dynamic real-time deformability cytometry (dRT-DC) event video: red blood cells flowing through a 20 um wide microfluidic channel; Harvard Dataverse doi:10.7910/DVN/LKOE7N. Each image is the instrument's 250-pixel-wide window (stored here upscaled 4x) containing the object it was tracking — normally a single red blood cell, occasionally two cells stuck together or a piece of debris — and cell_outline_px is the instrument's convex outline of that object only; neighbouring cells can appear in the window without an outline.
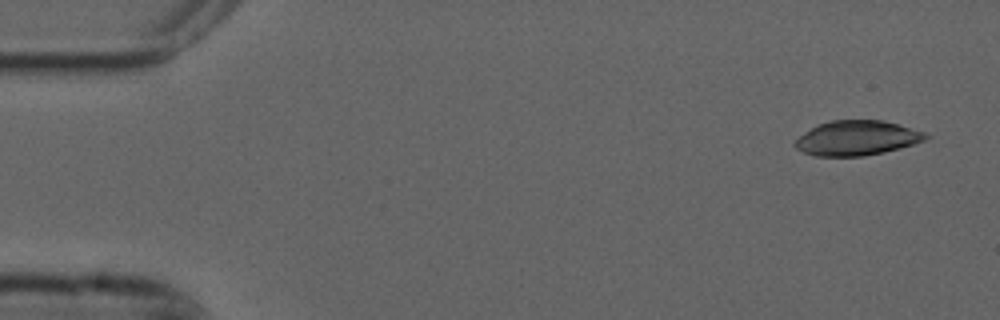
{"species": "common noctule bat (a hibernating species)", "species_latin": "Nyctalus noctula", "temperature_condition": "cold", "stored_images_in_passage": 8, "camera_frame_rate_fps": 3000, "um_per_image_px": 0.085, "animal": {"sex": "male", "forearm_length_mm": 52.5}, "frame": {"image": 1, "passage_image": 1, "time_ms": 0.0, "image_size_px": [1000, 320], "cell_outline_px": [[932, 136], [928, 140], [900, 148], [884, 152], [864, 156], [816, 156], [804, 152], [796, 148], [792, 144], [800, 136], [812, 128], [820, 124], [832, 120], [884, 120], [924, 132]], "centroid_in_image_um": [72.88, 11.74], "position_along_channel_um": 12.1, "area_um2": 26.41}}
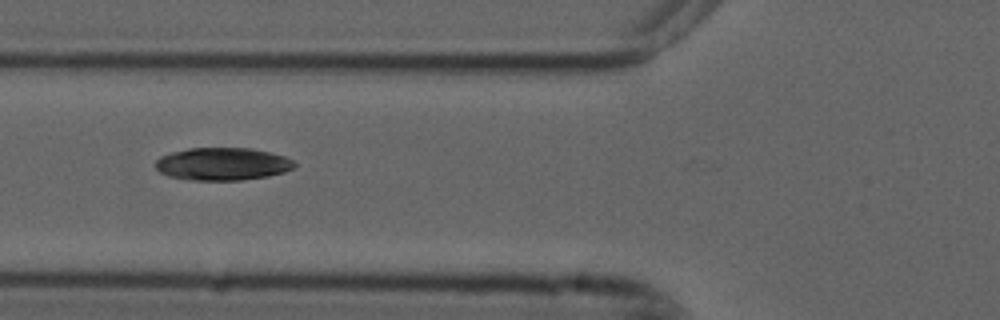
{"frame": {"image": 2, "passage_image": 5, "time_ms": 1.333, "image_size_px": [1000, 320], "cell_outline_px": [[296, 164], [292, 168], [284, 172], [268, 176], [240, 180], [192, 180], [168, 176], [160, 172], [156, 168], [156, 160], [160, 156], [172, 152], [188, 148], [252, 148], [284, 156], [292, 160]], "centroid_in_image_um": [18.89, 13.93], "position_along_channel_um": 106.9, "area_um2": 26.36}}
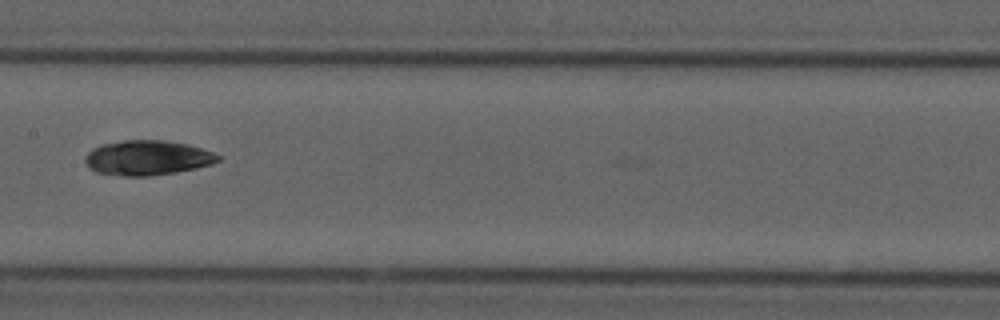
{"frame": {"image": 3, "passage_image": 7, "time_ms": 2.0, "image_size_px": [1000, 320], "cell_outline_px": [[220, 160], [212, 164], [196, 168], [176, 172], [148, 176], [124, 176], [96, 172], [88, 168], [84, 160], [84, 156], [92, 148], [100, 144], [124, 140], [164, 140], [188, 144], [212, 152], [220, 156]], "centroid_in_image_um": [12.49, 13.41], "position_along_channel_um": 194.9, "area_um2": 27.11}}